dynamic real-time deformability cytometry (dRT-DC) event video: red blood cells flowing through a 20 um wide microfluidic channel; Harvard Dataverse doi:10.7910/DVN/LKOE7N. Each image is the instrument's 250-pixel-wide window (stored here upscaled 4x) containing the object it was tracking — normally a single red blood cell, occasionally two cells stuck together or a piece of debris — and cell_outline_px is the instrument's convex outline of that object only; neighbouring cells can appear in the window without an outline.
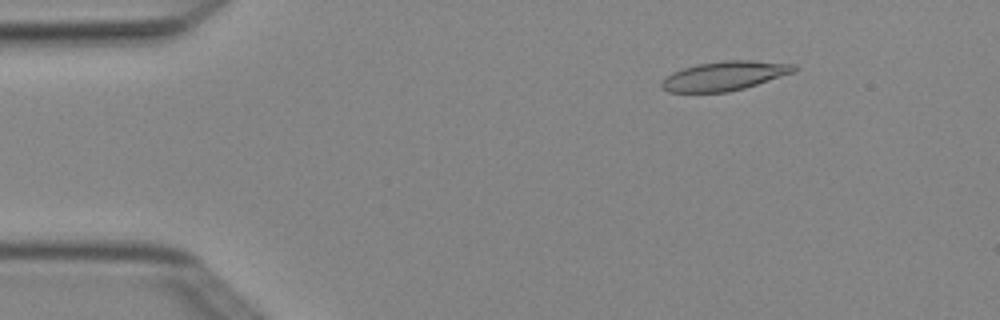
{"species": "Egyptian fruit bat (a non-hibernating species)", "species_latin": "Rousettus aegyptiacus", "temperature_condition": "cold", "stored_images_in_passage": 3, "camera_frame_rate_fps": 3000, "um_per_image_px": 0.085, "animal": {"sex": "female"}, "frame": {"image": 1, "passage_image": 2, "time_ms": 0.333, "image_size_px": [1000, 320], "cell_outline_px": [[796, 72], [744, 88], [728, 92], [668, 92], [660, 84], [660, 80], [664, 76], [672, 72], [696, 64], [724, 60], [752, 60], [796, 64]], "centroid_in_image_um": [61.58, 6.44], "position_along_channel_um": 23.4, "area_um2": 22.72}}